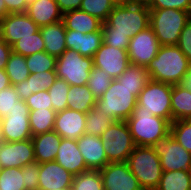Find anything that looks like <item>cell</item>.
Masks as SVG:
<instances>
[{"label":"cell","instance_id":"6da1fadb","mask_svg":"<svg viewBox=\"0 0 191 190\" xmlns=\"http://www.w3.org/2000/svg\"><path fill=\"white\" fill-rule=\"evenodd\" d=\"M191 69V63L177 45L160 46L156 57L147 65L151 80L170 84H180Z\"/></svg>","mask_w":191,"mask_h":190},{"label":"cell","instance_id":"7a4b0ae2","mask_svg":"<svg viewBox=\"0 0 191 190\" xmlns=\"http://www.w3.org/2000/svg\"><path fill=\"white\" fill-rule=\"evenodd\" d=\"M150 9L132 4H116L105 22L102 34L127 35L130 39L149 27Z\"/></svg>","mask_w":191,"mask_h":190},{"label":"cell","instance_id":"3957f363","mask_svg":"<svg viewBox=\"0 0 191 190\" xmlns=\"http://www.w3.org/2000/svg\"><path fill=\"white\" fill-rule=\"evenodd\" d=\"M142 90L129 89L113 79L108 90L96 100V107L115 121H126L137 105Z\"/></svg>","mask_w":191,"mask_h":190},{"label":"cell","instance_id":"277c9868","mask_svg":"<svg viewBox=\"0 0 191 190\" xmlns=\"http://www.w3.org/2000/svg\"><path fill=\"white\" fill-rule=\"evenodd\" d=\"M126 122L135 146L152 147L159 138L170 132L171 123L167 119L143 111V107L138 105Z\"/></svg>","mask_w":191,"mask_h":190},{"label":"cell","instance_id":"5b68a950","mask_svg":"<svg viewBox=\"0 0 191 190\" xmlns=\"http://www.w3.org/2000/svg\"><path fill=\"white\" fill-rule=\"evenodd\" d=\"M149 26L155 33L160 45H177L181 31L187 21L191 18V13L178 9L149 8Z\"/></svg>","mask_w":191,"mask_h":190},{"label":"cell","instance_id":"8992f818","mask_svg":"<svg viewBox=\"0 0 191 190\" xmlns=\"http://www.w3.org/2000/svg\"><path fill=\"white\" fill-rule=\"evenodd\" d=\"M126 162L143 190H155L158 187L163 170L153 147L135 146Z\"/></svg>","mask_w":191,"mask_h":190},{"label":"cell","instance_id":"52a82bcc","mask_svg":"<svg viewBox=\"0 0 191 190\" xmlns=\"http://www.w3.org/2000/svg\"><path fill=\"white\" fill-rule=\"evenodd\" d=\"M93 67V58L66 49L57 57L55 70L57 78L63 79L70 86H82L87 85Z\"/></svg>","mask_w":191,"mask_h":190},{"label":"cell","instance_id":"ba28073f","mask_svg":"<svg viewBox=\"0 0 191 190\" xmlns=\"http://www.w3.org/2000/svg\"><path fill=\"white\" fill-rule=\"evenodd\" d=\"M108 162H126L135 144L126 121H115L100 136Z\"/></svg>","mask_w":191,"mask_h":190},{"label":"cell","instance_id":"9c48e42d","mask_svg":"<svg viewBox=\"0 0 191 190\" xmlns=\"http://www.w3.org/2000/svg\"><path fill=\"white\" fill-rule=\"evenodd\" d=\"M171 93L172 85L150 79L137 97V105L172 123Z\"/></svg>","mask_w":191,"mask_h":190},{"label":"cell","instance_id":"30bf717a","mask_svg":"<svg viewBox=\"0 0 191 190\" xmlns=\"http://www.w3.org/2000/svg\"><path fill=\"white\" fill-rule=\"evenodd\" d=\"M160 158L163 171L189 170L191 153L180 145L169 132L152 146Z\"/></svg>","mask_w":191,"mask_h":190},{"label":"cell","instance_id":"8fae6325","mask_svg":"<svg viewBox=\"0 0 191 190\" xmlns=\"http://www.w3.org/2000/svg\"><path fill=\"white\" fill-rule=\"evenodd\" d=\"M3 142H16L32 138L29 123V108L26 102L19 100L5 117L0 119Z\"/></svg>","mask_w":191,"mask_h":190},{"label":"cell","instance_id":"7c38bea8","mask_svg":"<svg viewBox=\"0 0 191 190\" xmlns=\"http://www.w3.org/2000/svg\"><path fill=\"white\" fill-rule=\"evenodd\" d=\"M160 46L150 26L140 31L134 35L129 42L127 52L130 64L147 67L156 57Z\"/></svg>","mask_w":191,"mask_h":190},{"label":"cell","instance_id":"4fadbf2b","mask_svg":"<svg viewBox=\"0 0 191 190\" xmlns=\"http://www.w3.org/2000/svg\"><path fill=\"white\" fill-rule=\"evenodd\" d=\"M99 171L104 190H143L127 162H110Z\"/></svg>","mask_w":191,"mask_h":190},{"label":"cell","instance_id":"5bb4252c","mask_svg":"<svg viewBox=\"0 0 191 190\" xmlns=\"http://www.w3.org/2000/svg\"><path fill=\"white\" fill-rule=\"evenodd\" d=\"M39 30L40 27L26 13H10L0 19V38L10 46Z\"/></svg>","mask_w":191,"mask_h":190},{"label":"cell","instance_id":"9a60e30c","mask_svg":"<svg viewBox=\"0 0 191 190\" xmlns=\"http://www.w3.org/2000/svg\"><path fill=\"white\" fill-rule=\"evenodd\" d=\"M94 67L117 79L130 65L128 52L104 43L93 56Z\"/></svg>","mask_w":191,"mask_h":190},{"label":"cell","instance_id":"2e32d148","mask_svg":"<svg viewBox=\"0 0 191 190\" xmlns=\"http://www.w3.org/2000/svg\"><path fill=\"white\" fill-rule=\"evenodd\" d=\"M35 162L32 139L3 142L0 145V165L2 168H23Z\"/></svg>","mask_w":191,"mask_h":190},{"label":"cell","instance_id":"e0dca14e","mask_svg":"<svg viewBox=\"0 0 191 190\" xmlns=\"http://www.w3.org/2000/svg\"><path fill=\"white\" fill-rule=\"evenodd\" d=\"M74 175L55 160L39 164L38 190L71 189Z\"/></svg>","mask_w":191,"mask_h":190},{"label":"cell","instance_id":"ac0fdd59","mask_svg":"<svg viewBox=\"0 0 191 190\" xmlns=\"http://www.w3.org/2000/svg\"><path fill=\"white\" fill-rule=\"evenodd\" d=\"M86 113L69 108L56 112L54 131L62 138L77 140L85 133Z\"/></svg>","mask_w":191,"mask_h":190},{"label":"cell","instance_id":"d6986e66","mask_svg":"<svg viewBox=\"0 0 191 190\" xmlns=\"http://www.w3.org/2000/svg\"><path fill=\"white\" fill-rule=\"evenodd\" d=\"M77 146L89 170H100L109 163L100 136L84 133L77 139Z\"/></svg>","mask_w":191,"mask_h":190},{"label":"cell","instance_id":"ffe728a7","mask_svg":"<svg viewBox=\"0 0 191 190\" xmlns=\"http://www.w3.org/2000/svg\"><path fill=\"white\" fill-rule=\"evenodd\" d=\"M55 161L74 176L89 171L78 149L77 140L62 138Z\"/></svg>","mask_w":191,"mask_h":190},{"label":"cell","instance_id":"44dd1931","mask_svg":"<svg viewBox=\"0 0 191 190\" xmlns=\"http://www.w3.org/2000/svg\"><path fill=\"white\" fill-rule=\"evenodd\" d=\"M65 43L67 49H73L82 56L93 58L103 43L102 28L99 31L85 34L66 29Z\"/></svg>","mask_w":191,"mask_h":190},{"label":"cell","instance_id":"7402d4cb","mask_svg":"<svg viewBox=\"0 0 191 190\" xmlns=\"http://www.w3.org/2000/svg\"><path fill=\"white\" fill-rule=\"evenodd\" d=\"M25 13L39 27L61 21L63 17L55 0H36L27 6Z\"/></svg>","mask_w":191,"mask_h":190},{"label":"cell","instance_id":"603a6c76","mask_svg":"<svg viewBox=\"0 0 191 190\" xmlns=\"http://www.w3.org/2000/svg\"><path fill=\"white\" fill-rule=\"evenodd\" d=\"M32 143L35 154V162L39 164L54 161L62 137L56 131L45 132L32 136Z\"/></svg>","mask_w":191,"mask_h":190},{"label":"cell","instance_id":"cb8c5ba5","mask_svg":"<svg viewBox=\"0 0 191 190\" xmlns=\"http://www.w3.org/2000/svg\"><path fill=\"white\" fill-rule=\"evenodd\" d=\"M57 79L56 70L30 74L26 80L14 85L20 100H27L32 94L48 90Z\"/></svg>","mask_w":191,"mask_h":190},{"label":"cell","instance_id":"d4e9b609","mask_svg":"<svg viewBox=\"0 0 191 190\" xmlns=\"http://www.w3.org/2000/svg\"><path fill=\"white\" fill-rule=\"evenodd\" d=\"M40 32L43 37L45 52L49 55L57 58L67 49L65 43L66 28L62 20L40 27Z\"/></svg>","mask_w":191,"mask_h":190},{"label":"cell","instance_id":"484cf974","mask_svg":"<svg viewBox=\"0 0 191 190\" xmlns=\"http://www.w3.org/2000/svg\"><path fill=\"white\" fill-rule=\"evenodd\" d=\"M62 21L66 29L78 31L83 34L96 32L102 28L101 20L80 9L64 13Z\"/></svg>","mask_w":191,"mask_h":190},{"label":"cell","instance_id":"4316f807","mask_svg":"<svg viewBox=\"0 0 191 190\" xmlns=\"http://www.w3.org/2000/svg\"><path fill=\"white\" fill-rule=\"evenodd\" d=\"M172 122L191 119V91L182 86L172 85L171 93Z\"/></svg>","mask_w":191,"mask_h":190},{"label":"cell","instance_id":"83f0119b","mask_svg":"<svg viewBox=\"0 0 191 190\" xmlns=\"http://www.w3.org/2000/svg\"><path fill=\"white\" fill-rule=\"evenodd\" d=\"M68 108L88 113L96 105V98L87 85L70 86L68 91Z\"/></svg>","mask_w":191,"mask_h":190},{"label":"cell","instance_id":"f1b7e54d","mask_svg":"<svg viewBox=\"0 0 191 190\" xmlns=\"http://www.w3.org/2000/svg\"><path fill=\"white\" fill-rule=\"evenodd\" d=\"M155 190H191L189 170L163 171L159 185Z\"/></svg>","mask_w":191,"mask_h":190},{"label":"cell","instance_id":"f546056e","mask_svg":"<svg viewBox=\"0 0 191 190\" xmlns=\"http://www.w3.org/2000/svg\"><path fill=\"white\" fill-rule=\"evenodd\" d=\"M56 112L53 109H37L29 111V123L32 136L53 131Z\"/></svg>","mask_w":191,"mask_h":190},{"label":"cell","instance_id":"4dcf8cb0","mask_svg":"<svg viewBox=\"0 0 191 190\" xmlns=\"http://www.w3.org/2000/svg\"><path fill=\"white\" fill-rule=\"evenodd\" d=\"M117 80L129 89L142 90L150 77L146 67L130 64Z\"/></svg>","mask_w":191,"mask_h":190},{"label":"cell","instance_id":"1f68e13d","mask_svg":"<svg viewBox=\"0 0 191 190\" xmlns=\"http://www.w3.org/2000/svg\"><path fill=\"white\" fill-rule=\"evenodd\" d=\"M5 72L12 86L23 82L30 75L26 58L12 51L6 64Z\"/></svg>","mask_w":191,"mask_h":190},{"label":"cell","instance_id":"d6a6232c","mask_svg":"<svg viewBox=\"0 0 191 190\" xmlns=\"http://www.w3.org/2000/svg\"><path fill=\"white\" fill-rule=\"evenodd\" d=\"M114 121L99 110L96 106L93 107L86 116L85 133L95 136H101L102 133L109 128Z\"/></svg>","mask_w":191,"mask_h":190},{"label":"cell","instance_id":"836d02e7","mask_svg":"<svg viewBox=\"0 0 191 190\" xmlns=\"http://www.w3.org/2000/svg\"><path fill=\"white\" fill-rule=\"evenodd\" d=\"M12 51L24 57L45 51V45L40 30L30 36L22 37L12 46Z\"/></svg>","mask_w":191,"mask_h":190},{"label":"cell","instance_id":"e575fe53","mask_svg":"<svg viewBox=\"0 0 191 190\" xmlns=\"http://www.w3.org/2000/svg\"><path fill=\"white\" fill-rule=\"evenodd\" d=\"M71 190H104L99 170H89L74 176Z\"/></svg>","mask_w":191,"mask_h":190},{"label":"cell","instance_id":"d590c367","mask_svg":"<svg viewBox=\"0 0 191 190\" xmlns=\"http://www.w3.org/2000/svg\"><path fill=\"white\" fill-rule=\"evenodd\" d=\"M30 74L53 71L56 67V57L41 51L25 57Z\"/></svg>","mask_w":191,"mask_h":190},{"label":"cell","instance_id":"8d00e7d4","mask_svg":"<svg viewBox=\"0 0 191 190\" xmlns=\"http://www.w3.org/2000/svg\"><path fill=\"white\" fill-rule=\"evenodd\" d=\"M115 5L113 0H82L80 10L105 22Z\"/></svg>","mask_w":191,"mask_h":190},{"label":"cell","instance_id":"74e56055","mask_svg":"<svg viewBox=\"0 0 191 190\" xmlns=\"http://www.w3.org/2000/svg\"><path fill=\"white\" fill-rule=\"evenodd\" d=\"M69 88V84H67L63 79L57 78L54 84L48 89L52 109L55 112L63 111L68 108L67 99Z\"/></svg>","mask_w":191,"mask_h":190},{"label":"cell","instance_id":"f35d334b","mask_svg":"<svg viewBox=\"0 0 191 190\" xmlns=\"http://www.w3.org/2000/svg\"><path fill=\"white\" fill-rule=\"evenodd\" d=\"M112 80L110 75L99 68L93 67L87 86L97 100L108 90Z\"/></svg>","mask_w":191,"mask_h":190},{"label":"cell","instance_id":"ab89813d","mask_svg":"<svg viewBox=\"0 0 191 190\" xmlns=\"http://www.w3.org/2000/svg\"><path fill=\"white\" fill-rule=\"evenodd\" d=\"M0 190H25L22 168H4L0 173Z\"/></svg>","mask_w":191,"mask_h":190},{"label":"cell","instance_id":"60d3db41","mask_svg":"<svg viewBox=\"0 0 191 190\" xmlns=\"http://www.w3.org/2000/svg\"><path fill=\"white\" fill-rule=\"evenodd\" d=\"M170 132L175 140L191 153V119L173 121Z\"/></svg>","mask_w":191,"mask_h":190},{"label":"cell","instance_id":"b9f144b4","mask_svg":"<svg viewBox=\"0 0 191 190\" xmlns=\"http://www.w3.org/2000/svg\"><path fill=\"white\" fill-rule=\"evenodd\" d=\"M20 100L19 95L16 92L14 86H9L6 89L0 91V119L5 117L12 111Z\"/></svg>","mask_w":191,"mask_h":190},{"label":"cell","instance_id":"7bdbcfd3","mask_svg":"<svg viewBox=\"0 0 191 190\" xmlns=\"http://www.w3.org/2000/svg\"><path fill=\"white\" fill-rule=\"evenodd\" d=\"M24 174L25 190H38L39 186V163L33 162L22 168Z\"/></svg>","mask_w":191,"mask_h":190},{"label":"cell","instance_id":"ee69618b","mask_svg":"<svg viewBox=\"0 0 191 190\" xmlns=\"http://www.w3.org/2000/svg\"><path fill=\"white\" fill-rule=\"evenodd\" d=\"M26 105L29 108V111L37 109H52L51 98L48 94V90H43L32 94L30 97L25 100Z\"/></svg>","mask_w":191,"mask_h":190},{"label":"cell","instance_id":"f6af8a7d","mask_svg":"<svg viewBox=\"0 0 191 190\" xmlns=\"http://www.w3.org/2000/svg\"><path fill=\"white\" fill-rule=\"evenodd\" d=\"M149 8H171L191 13V0H152Z\"/></svg>","mask_w":191,"mask_h":190},{"label":"cell","instance_id":"bcb514c9","mask_svg":"<svg viewBox=\"0 0 191 190\" xmlns=\"http://www.w3.org/2000/svg\"><path fill=\"white\" fill-rule=\"evenodd\" d=\"M177 46L191 63V18L181 31Z\"/></svg>","mask_w":191,"mask_h":190},{"label":"cell","instance_id":"7dc6e473","mask_svg":"<svg viewBox=\"0 0 191 190\" xmlns=\"http://www.w3.org/2000/svg\"><path fill=\"white\" fill-rule=\"evenodd\" d=\"M130 38L127 35L103 34V43L119 49L128 50Z\"/></svg>","mask_w":191,"mask_h":190},{"label":"cell","instance_id":"c3c4849f","mask_svg":"<svg viewBox=\"0 0 191 190\" xmlns=\"http://www.w3.org/2000/svg\"><path fill=\"white\" fill-rule=\"evenodd\" d=\"M8 14L10 13H25L27 4L25 0H4Z\"/></svg>","mask_w":191,"mask_h":190},{"label":"cell","instance_id":"681fc988","mask_svg":"<svg viewBox=\"0 0 191 190\" xmlns=\"http://www.w3.org/2000/svg\"><path fill=\"white\" fill-rule=\"evenodd\" d=\"M62 14L80 9L82 0H55Z\"/></svg>","mask_w":191,"mask_h":190},{"label":"cell","instance_id":"f907efd6","mask_svg":"<svg viewBox=\"0 0 191 190\" xmlns=\"http://www.w3.org/2000/svg\"><path fill=\"white\" fill-rule=\"evenodd\" d=\"M11 52L12 47L0 38V69L5 70Z\"/></svg>","mask_w":191,"mask_h":190},{"label":"cell","instance_id":"816d5d0a","mask_svg":"<svg viewBox=\"0 0 191 190\" xmlns=\"http://www.w3.org/2000/svg\"><path fill=\"white\" fill-rule=\"evenodd\" d=\"M11 86L8 75L5 70L0 69V91Z\"/></svg>","mask_w":191,"mask_h":190},{"label":"cell","instance_id":"f5cc1de1","mask_svg":"<svg viewBox=\"0 0 191 190\" xmlns=\"http://www.w3.org/2000/svg\"><path fill=\"white\" fill-rule=\"evenodd\" d=\"M183 88L191 91V69L188 73L182 78L180 84Z\"/></svg>","mask_w":191,"mask_h":190},{"label":"cell","instance_id":"db71d44e","mask_svg":"<svg viewBox=\"0 0 191 190\" xmlns=\"http://www.w3.org/2000/svg\"><path fill=\"white\" fill-rule=\"evenodd\" d=\"M152 0H126L127 4L150 7Z\"/></svg>","mask_w":191,"mask_h":190},{"label":"cell","instance_id":"11a10c76","mask_svg":"<svg viewBox=\"0 0 191 190\" xmlns=\"http://www.w3.org/2000/svg\"><path fill=\"white\" fill-rule=\"evenodd\" d=\"M8 14V10L5 5L4 0H0V19L5 17Z\"/></svg>","mask_w":191,"mask_h":190},{"label":"cell","instance_id":"9f6ffc18","mask_svg":"<svg viewBox=\"0 0 191 190\" xmlns=\"http://www.w3.org/2000/svg\"><path fill=\"white\" fill-rule=\"evenodd\" d=\"M116 4H124L126 0H113Z\"/></svg>","mask_w":191,"mask_h":190},{"label":"cell","instance_id":"6f0895ef","mask_svg":"<svg viewBox=\"0 0 191 190\" xmlns=\"http://www.w3.org/2000/svg\"><path fill=\"white\" fill-rule=\"evenodd\" d=\"M25 1H26V4L29 5V4H31L33 2H35L36 0H25Z\"/></svg>","mask_w":191,"mask_h":190},{"label":"cell","instance_id":"680465c9","mask_svg":"<svg viewBox=\"0 0 191 190\" xmlns=\"http://www.w3.org/2000/svg\"><path fill=\"white\" fill-rule=\"evenodd\" d=\"M3 143V139H2V132H1V127H0V145Z\"/></svg>","mask_w":191,"mask_h":190},{"label":"cell","instance_id":"91938a15","mask_svg":"<svg viewBox=\"0 0 191 190\" xmlns=\"http://www.w3.org/2000/svg\"><path fill=\"white\" fill-rule=\"evenodd\" d=\"M3 171V168H2V166L0 165V173Z\"/></svg>","mask_w":191,"mask_h":190}]
</instances>
